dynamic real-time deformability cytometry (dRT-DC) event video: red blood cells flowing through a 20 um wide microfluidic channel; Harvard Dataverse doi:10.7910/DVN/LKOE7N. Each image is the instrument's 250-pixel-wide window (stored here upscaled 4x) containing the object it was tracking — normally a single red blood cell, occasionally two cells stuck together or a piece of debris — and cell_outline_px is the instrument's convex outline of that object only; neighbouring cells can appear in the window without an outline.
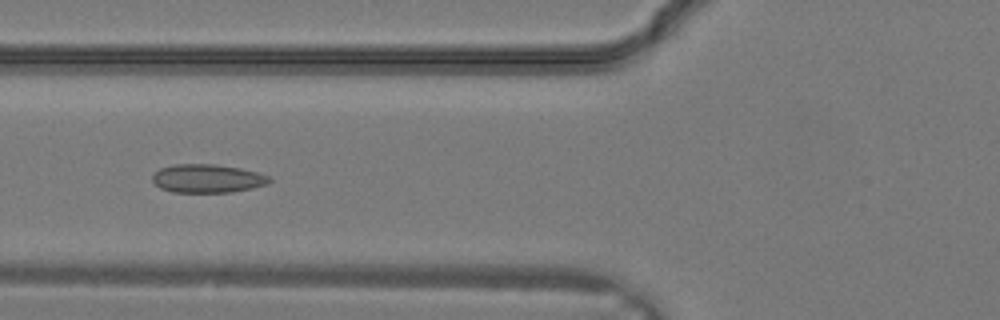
{"species": "common noctule bat (a hibernating species)", "species_latin": "Nyctalus noctula", "temperature_condition": "warm", "stored_images_in_passage": 32, "camera_frame_rate_fps": 3000, "um_per_image_px": 0.085, "animal": {"sex": "male", "body_mass_g": 19.2, "forearm_length_mm": 51.8}, "frame": {"image": 1, "passage_image": 12, "time_ms": 3.667, "image_size_px": [1000, 320], "cell_outline_px": [[272, 180], [268, 184], [252, 188], [232, 192], [172, 192], [160, 188], [152, 184], [152, 176], [160, 168], [176, 164], [212, 164], [240, 168], [256, 172], [268, 176]], "centroid_in_image_um": [17.6, 15.18], "position_along_channel_um": 108.2, "area_um2": 19.42}}
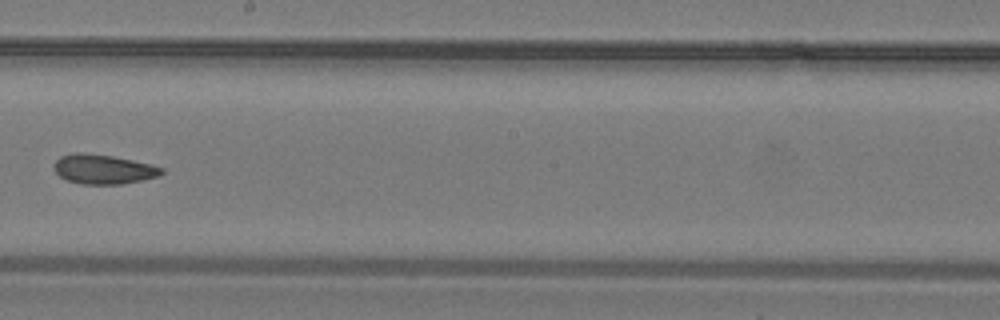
{"frame": {"image": 2, "passage_image": 18, "time_ms": 5.667, "image_size_px": [1000, 320], "cell_outline_px": [[164, 172], [160, 176], [120, 184], [80, 184], [68, 180], [60, 176], [52, 168], [52, 164], [60, 156], [76, 152], [80, 152], [112, 156], [132, 160], [164, 168]], "centroid_in_image_um": [8.75, 14.38], "position_along_channel_um": 239.5, "area_um2": 18.44}}
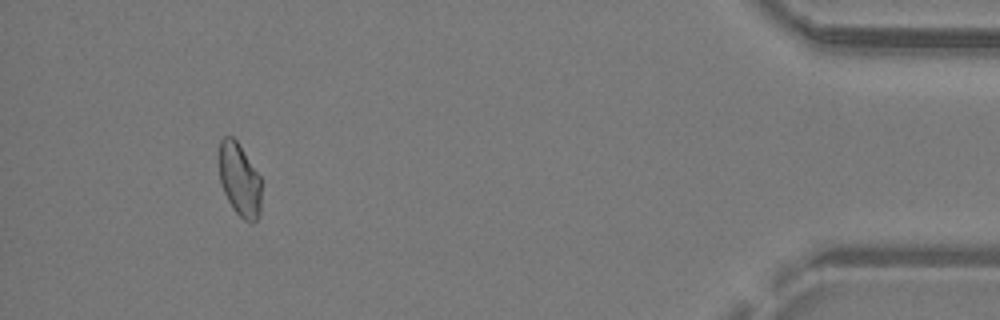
{"frame": {"image": 3, "passage_image": 29, "time_ms": 9.333, "image_size_px": [1000, 320], "cell_outline_px": [[260, 216], [252, 224], [244, 220], [232, 208], [220, 184], [220, 140], [224, 136], [232, 136], [240, 144], [260, 176]], "centroid_in_image_um": [20.37, 15.29], "position_along_channel_um": 414.8, "area_um2": 18.03}}